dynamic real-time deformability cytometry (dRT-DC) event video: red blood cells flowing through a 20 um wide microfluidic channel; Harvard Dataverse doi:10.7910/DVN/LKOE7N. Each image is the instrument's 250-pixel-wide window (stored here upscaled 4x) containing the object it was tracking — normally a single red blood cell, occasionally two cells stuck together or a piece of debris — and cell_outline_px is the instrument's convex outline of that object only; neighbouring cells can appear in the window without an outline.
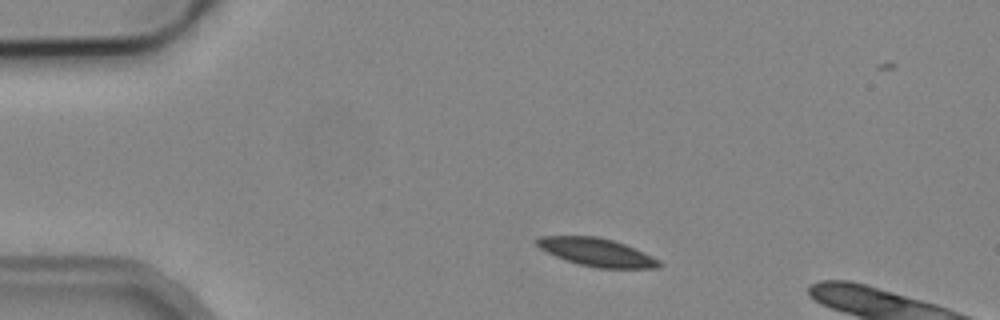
{"species": "common noctule bat (a hibernating species)", "species_latin": "Nyctalus noctula", "temperature_condition": "cold", "stored_images_in_passage": 3, "camera_frame_rate_fps": 3000, "um_per_image_px": 0.085, "animal": {"sex": "male", "body_mass_g": 19.2, "forearm_length_mm": 51.8}, "frame": {"image": 1, "passage_image": 1, "time_ms": 0.0, "image_size_px": [1000, 320], "cell_outline_px": [[664, 264], [660, 268], [596, 268], [580, 264], [556, 256], [540, 248], [536, 244], [536, 240], [540, 236], [596, 236], [612, 240], [624, 244], [644, 252], [660, 260]], "centroid_in_image_um": [50.77, 21.44], "position_along_channel_um": 34.2, "area_um2": 19.83}}
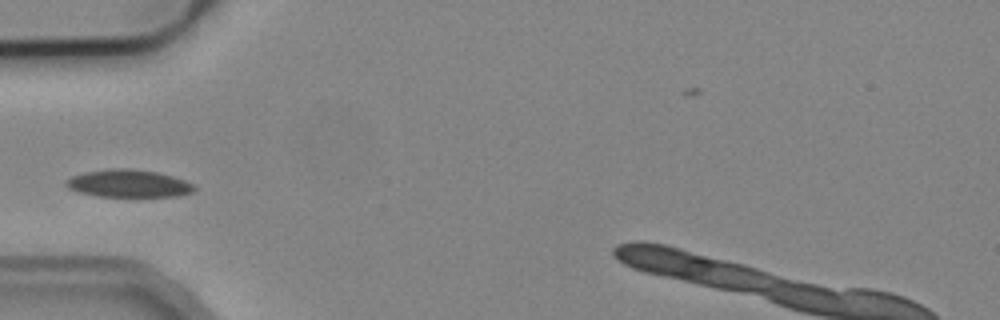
{"frame": {"image": 2, "passage_image": 3, "time_ms": 2.333, "image_size_px": [1000, 320], "cell_outline_px": [[196, 188], [192, 192], [180, 196], [96, 196], [76, 192], [68, 188], [64, 184], [64, 180], [72, 176], [84, 172], [108, 168], [132, 168], [156, 172], [172, 176], [184, 180], [192, 184]], "centroid_in_image_um": [10.87, 15.59], "position_along_channel_um": 74.1, "area_um2": 20.75}}